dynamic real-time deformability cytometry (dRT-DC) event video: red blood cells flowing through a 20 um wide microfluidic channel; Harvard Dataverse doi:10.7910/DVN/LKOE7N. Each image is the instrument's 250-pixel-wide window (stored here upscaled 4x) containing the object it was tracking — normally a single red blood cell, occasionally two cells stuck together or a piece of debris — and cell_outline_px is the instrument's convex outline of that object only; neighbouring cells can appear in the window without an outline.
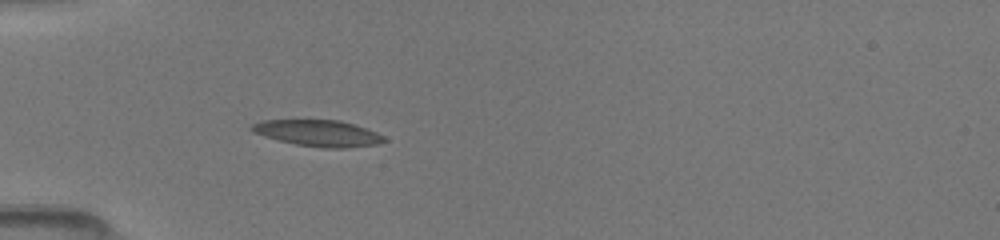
{"species": "common noctule bat (a hibernating species)", "species_latin": "Nyctalus noctula", "temperature_condition": "room temperature", "stored_images_in_passage": 27, "camera_frame_rate_fps": 3000, "um_per_image_px": 0.085, "animal": {"sex": "female", "body_mass_g": 19.5, "forearm_length_mm": 54.1}, "frame": {"image": 1, "passage_image": 3, "time_ms": 1.0, "image_size_px": [1000, 240], "cell_outline_px": [[388, 140], [380, 144], [344, 148], [324, 148], [296, 144], [264, 136], [252, 132], [248, 128], [252, 124], [260, 120], [340, 120], [376, 132], [384, 136]], "centroid_in_image_um": [27.04, 11.32], "position_along_channel_um": 58.0, "area_um2": 20.29}}
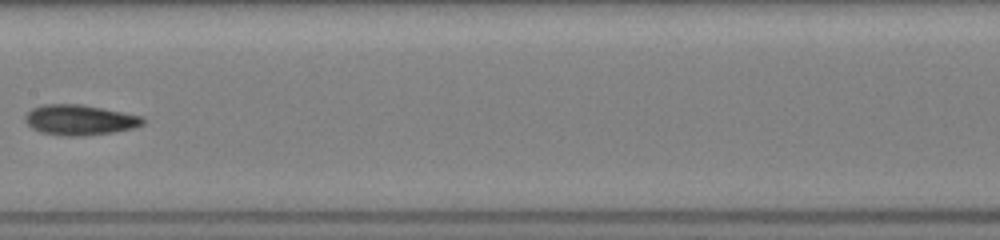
{"frame": {"image": 2, "passage_image": 10, "time_ms": 4.667, "image_size_px": [1000, 240], "cell_outline_px": [[144, 124], [132, 128], [112, 132], [84, 136], [64, 136], [40, 132], [32, 128], [24, 120], [24, 116], [32, 108], [44, 104], [80, 104], [144, 116]], "centroid_in_image_um": [6.76, 10.19], "position_along_channel_um": 200.6, "area_um2": 20.81}}
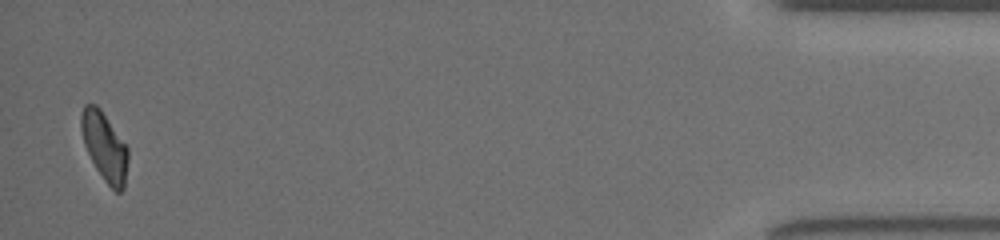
{"frame": {"image": 3, "passage_image": 27, "time_ms": 12.0, "image_size_px": [1000, 240], "cell_outline_px": [[128, 160], [124, 188], [120, 192], [116, 192], [104, 180], [96, 168], [84, 144], [80, 128], [80, 112], [84, 104], [96, 104], [100, 108], [128, 148]], "centroid_in_image_um": [8.87, 12.43], "position_along_channel_um": 426.3, "area_um2": 18.61}}